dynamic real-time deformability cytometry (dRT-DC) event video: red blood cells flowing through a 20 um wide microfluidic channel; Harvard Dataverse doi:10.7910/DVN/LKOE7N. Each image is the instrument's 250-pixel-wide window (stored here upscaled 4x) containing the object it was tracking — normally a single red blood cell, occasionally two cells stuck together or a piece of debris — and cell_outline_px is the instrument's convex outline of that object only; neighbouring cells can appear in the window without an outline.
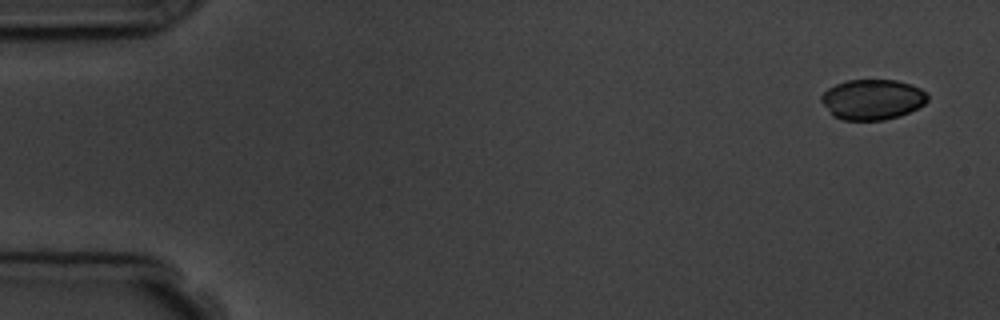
{"species": "common noctule bat (a hibernating species)", "species_latin": "Nyctalus noctula", "temperature_condition": "room temperature", "stored_images_in_passage": 6, "camera_frame_rate_fps": 3000, "um_per_image_px": 0.085, "animal": {"sex": "male", "body_mass_g": 19.5, "forearm_length_mm": 54.6}, "frame": {"image": 1, "passage_image": 1, "time_ms": 0.0, "image_size_px": [1000, 320], "cell_outline_px": [[928, 100], [924, 104], [900, 116], [884, 120], [844, 120], [832, 116], [820, 100], [820, 96], [828, 88], [836, 84], [848, 80], [896, 80], [912, 84], [920, 88], [928, 96]], "centroid_in_image_um": [74.13, 8.45], "position_along_channel_um": 10.9, "area_um2": 25.03}}
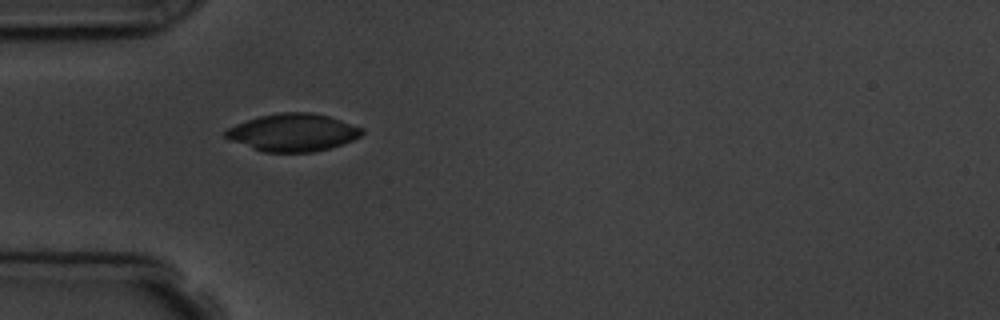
{"frame": {"image": 2, "passage_image": 5, "time_ms": 4.667, "image_size_px": [1000, 320], "cell_outline_px": [[364, 132], [360, 136], [344, 144], [312, 152], [264, 152], [228, 140], [224, 136], [224, 132], [228, 128], [236, 124], [260, 116], [280, 112], [312, 112], [328, 116], [364, 128]], "centroid_in_image_um": [24.9, 11.26], "position_along_channel_um": 60.1, "area_um2": 29.82}}